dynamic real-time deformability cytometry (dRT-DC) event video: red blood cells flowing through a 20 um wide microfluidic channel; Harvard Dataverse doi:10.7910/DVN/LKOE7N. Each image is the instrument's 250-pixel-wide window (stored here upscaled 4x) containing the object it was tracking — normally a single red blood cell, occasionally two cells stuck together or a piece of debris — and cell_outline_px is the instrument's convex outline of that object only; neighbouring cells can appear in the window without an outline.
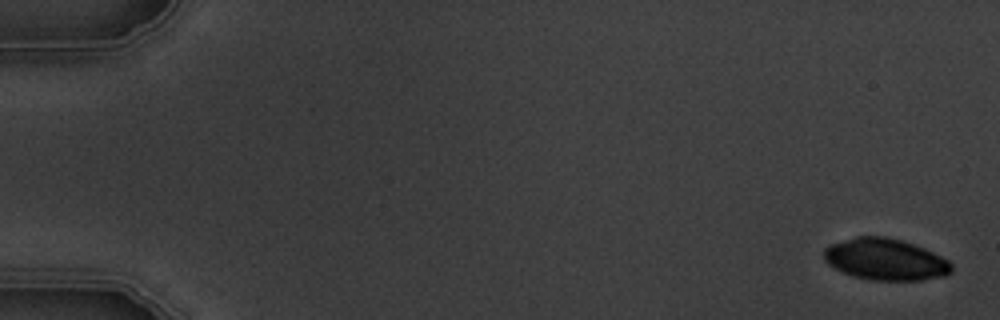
{"species": "common noctule bat (a hibernating species)", "species_latin": "Nyctalus noctula", "temperature_condition": "warm", "stored_images_in_passage": 7, "camera_frame_rate_fps": 3000, "um_per_image_px": 0.085, "animal": {"sex": "male", "body_mass_g": 19.5, "forearm_length_mm": 54.6}, "frame": {"image": 1, "passage_image": 1, "time_ms": 0.0, "image_size_px": [1000, 320], "cell_outline_px": [[952, 272], [944, 276], [924, 280], [872, 280], [852, 276], [828, 264], [824, 260], [824, 248], [832, 244], [856, 236], [884, 236], [900, 240], [924, 248], [948, 260], [952, 264]], "centroid_in_image_um": [75.27, 22.05], "position_along_channel_um": 9.7, "area_um2": 30.75}}